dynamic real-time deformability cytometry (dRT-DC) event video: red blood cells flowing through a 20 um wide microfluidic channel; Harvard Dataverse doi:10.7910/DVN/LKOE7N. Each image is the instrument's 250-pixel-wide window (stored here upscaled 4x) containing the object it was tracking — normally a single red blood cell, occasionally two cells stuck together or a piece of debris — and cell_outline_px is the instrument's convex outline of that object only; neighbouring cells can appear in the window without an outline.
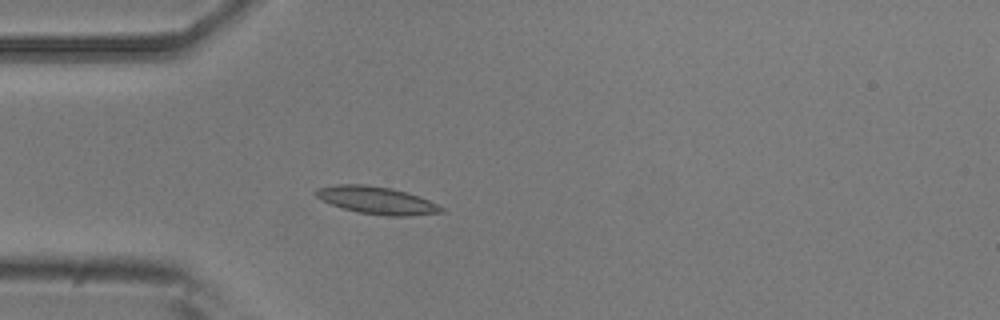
{"species": "common noctule bat (a hibernating species)", "species_latin": "Nyctalus noctula", "temperature_condition": "room temperature", "stored_images_in_passage": 4, "camera_frame_rate_fps": 3000, "um_per_image_px": 0.085, "animal": {"sex": "male", "body_mass_g": 20.5, "forearm_length_mm": 52.5}, "frame": {"image": 1, "passage_image": 4, "time_ms": 4.333, "image_size_px": [1000, 320], "cell_outline_px": [[444, 212], [412, 216], [388, 216], [360, 212], [344, 208], [320, 200], [312, 192], [316, 188], [336, 184], [364, 184], [392, 188], [408, 192], [428, 200], [444, 208]], "centroid_in_image_um": [32.0, 17.01], "position_along_channel_um": 53.0, "area_um2": 20.11}}